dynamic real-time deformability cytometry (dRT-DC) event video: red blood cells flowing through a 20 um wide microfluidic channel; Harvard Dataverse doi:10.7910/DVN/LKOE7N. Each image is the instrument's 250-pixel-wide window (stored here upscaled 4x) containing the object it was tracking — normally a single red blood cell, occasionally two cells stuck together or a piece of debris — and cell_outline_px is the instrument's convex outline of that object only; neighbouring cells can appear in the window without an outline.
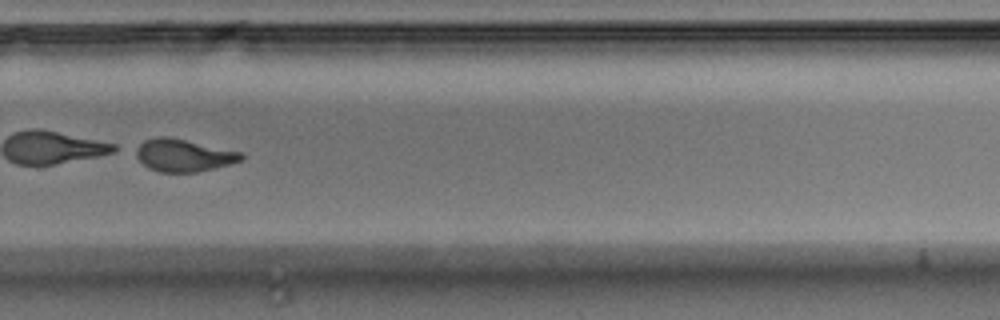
{"species": "Egyptian fruit bat (a non-hibernating species)", "species_latin": "Rousettus aegyptiacus", "temperature_condition": "warm", "stored_images_in_passage": 50, "camera_frame_rate_fps": 3000, "um_per_image_px": 0.085, "animal": {"sex": "male"}, "frame": {"image": 1, "passage_image": 36, "time_ms": 11.667, "image_size_px": [1000, 320], "cell_outline_px": [[244, 160], [196, 172], [160, 172], [148, 168], [136, 156], [132, 148], [144, 140], [156, 136], [164, 136], [244, 152]], "centroid_in_image_um": [15.56, 13.19], "position_along_channel_um": 314.2, "area_um2": 19.94}}